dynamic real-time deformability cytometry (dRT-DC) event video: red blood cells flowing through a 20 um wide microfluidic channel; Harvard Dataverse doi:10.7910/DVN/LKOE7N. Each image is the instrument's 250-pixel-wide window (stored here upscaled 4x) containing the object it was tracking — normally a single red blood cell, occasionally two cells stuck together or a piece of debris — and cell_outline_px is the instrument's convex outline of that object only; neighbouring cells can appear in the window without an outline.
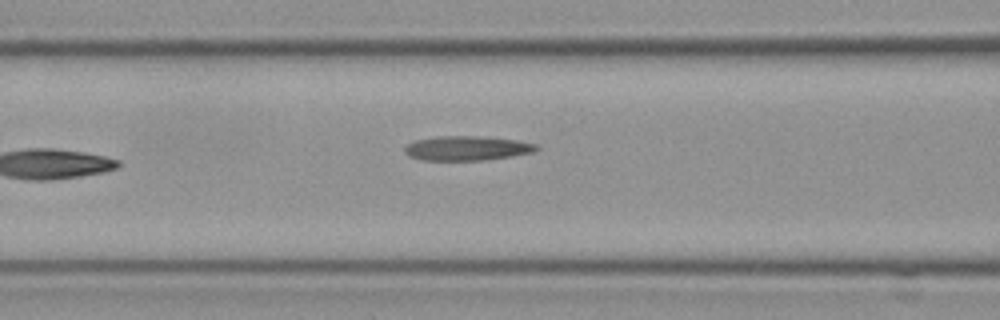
{"species": "Egyptian fruit bat (a non-hibernating species)", "species_latin": "Rousettus aegyptiacus", "temperature_condition": "cold", "stored_images_in_passage": 7, "segment_of_instrument_passage": [1, 2], "camera_frame_rate_fps": 3000, "um_per_image_px": 0.085, "frame": {"image": 1, "passage_image": 6, "time_ms": 1.667, "image_size_px": [1000, 320], "cell_outline_px": [[540, 148], [532, 152], [512, 156], [484, 160], [424, 160], [408, 156], [404, 152], [404, 148], [408, 144], [416, 140], [436, 136], [480, 136], [516, 140], [536, 144]], "centroid_in_image_um": [39.68, 12.6], "position_along_channel_um": 126.9, "area_um2": 18.73}}